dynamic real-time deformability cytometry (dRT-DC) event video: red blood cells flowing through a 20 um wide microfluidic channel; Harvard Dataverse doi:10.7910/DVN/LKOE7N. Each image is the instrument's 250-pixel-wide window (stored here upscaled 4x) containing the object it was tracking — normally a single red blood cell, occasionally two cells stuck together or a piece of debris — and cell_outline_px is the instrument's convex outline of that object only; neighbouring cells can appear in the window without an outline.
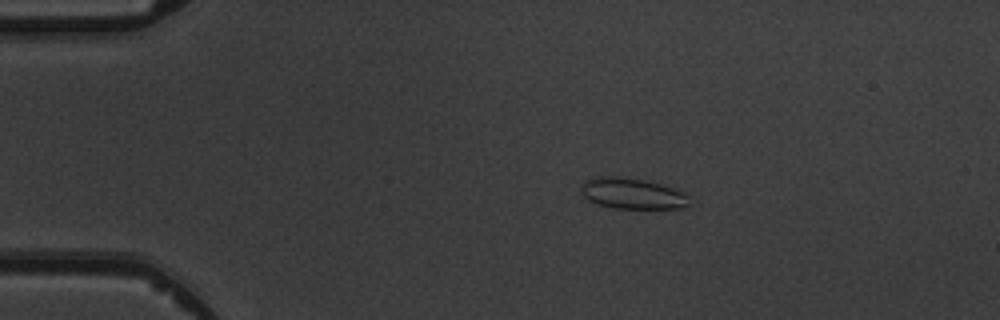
{"species": "common noctule bat (a hibernating species)", "species_latin": "Nyctalus noctula", "temperature_condition": "warm", "stored_images_in_passage": 7, "camera_frame_rate_fps": 3000, "um_per_image_px": 0.085, "animal": {"sex": "male", "body_mass_g": 19.5, "forearm_length_mm": 54.6}, "frame": {"image": 1, "passage_image": 3, "time_ms": 2.0, "image_size_px": [1000, 320], "cell_outline_px": [[688, 208], [612, 208], [596, 204], [580, 196], [580, 188], [584, 180], [596, 176], [624, 176], [644, 180], [672, 188], [684, 192], [688, 196]], "centroid_in_image_um": [53.66, 16.44], "position_along_channel_um": 31.3, "area_um2": 19.77}}
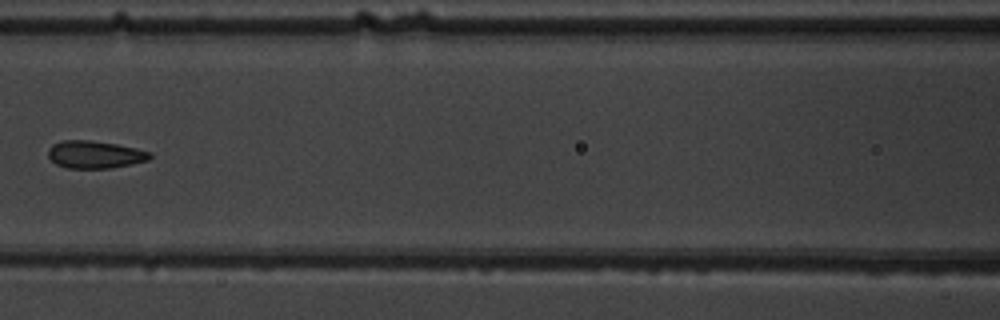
{"frame": {"image": 2, "passage_image": 7, "time_ms": 6.667, "image_size_px": [1000, 320], "cell_outline_px": [[152, 156], [148, 160], [132, 164], [112, 168], [68, 168], [56, 164], [48, 156], [48, 148], [52, 144], [60, 140], [92, 140], [116, 144], [136, 148], [152, 152]], "centroid_in_image_um": [8.06, 13.13], "position_along_channel_um": 158.5, "area_um2": 16.47}}